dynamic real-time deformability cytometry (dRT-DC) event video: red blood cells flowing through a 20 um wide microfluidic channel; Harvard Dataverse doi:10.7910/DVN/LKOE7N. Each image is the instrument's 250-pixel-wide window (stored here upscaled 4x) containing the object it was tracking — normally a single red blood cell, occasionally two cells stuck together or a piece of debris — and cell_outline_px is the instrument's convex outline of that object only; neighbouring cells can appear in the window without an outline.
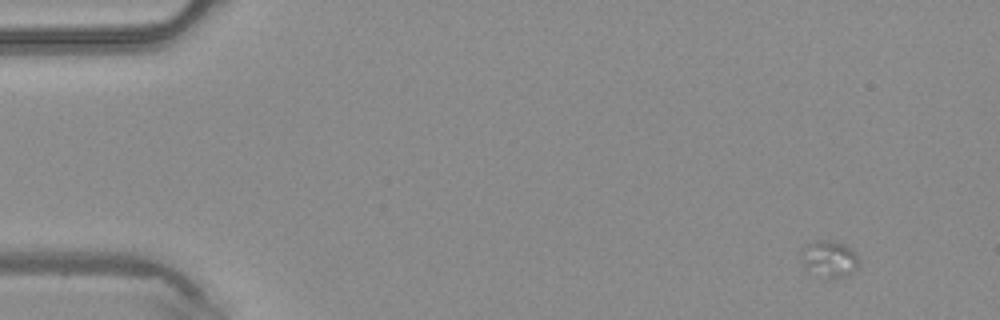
{"species": "common noctule bat (a hibernating species)", "species_latin": "Nyctalus noctula", "temperature_condition": "warm", "stored_images_in_passage": 3, "camera_frame_rate_fps": 3000, "um_per_image_px": 0.085, "animal": {"sex": "male", "body_mass_g": 20.4}, "frame": {"image": 1, "passage_image": 1, "time_ms": 0.0, "image_size_px": [1000, 320], "cell_outline_px": [[856, 268], [848, 276], [828, 276], [804, 268], [800, 252], [808, 244], [816, 240], [832, 240], [844, 244], [856, 256]], "centroid_in_image_um": [70.44, 21.95], "position_along_channel_um": 14.6, "area_um2": 11.56}}